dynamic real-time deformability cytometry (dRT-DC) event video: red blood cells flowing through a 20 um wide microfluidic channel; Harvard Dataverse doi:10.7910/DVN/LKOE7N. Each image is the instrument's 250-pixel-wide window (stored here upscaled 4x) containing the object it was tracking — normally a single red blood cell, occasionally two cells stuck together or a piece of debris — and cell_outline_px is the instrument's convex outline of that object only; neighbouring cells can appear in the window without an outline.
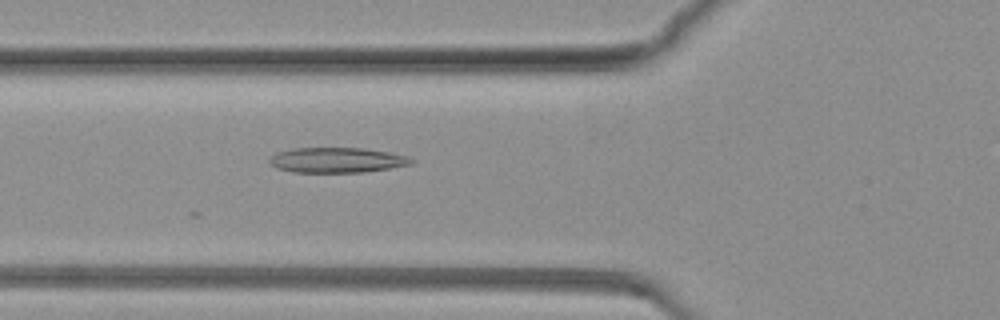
{"species": "common noctule bat (a hibernating species)", "species_latin": "Nyctalus noctula", "temperature_condition": "warm", "stored_images_in_passage": 28, "camera_frame_rate_fps": 3000, "um_per_image_px": 0.085, "animal": {"sex": "female", "body_mass_g": 19.3, "forearm_length_mm": 54.1}, "frame": {"image": 1, "passage_image": 5, "time_ms": 1.333, "image_size_px": [1000, 320], "cell_outline_px": [[416, 160], [412, 164], [364, 172], [292, 172], [276, 168], [268, 160], [276, 152], [292, 148], [364, 148], [388, 152], [408, 156]], "centroid_in_image_um": [28.64, 13.6], "position_along_channel_um": 97.2, "area_um2": 20.81}}
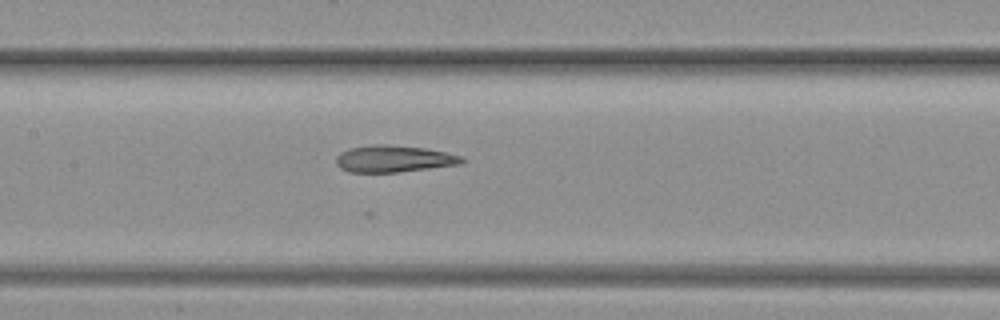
{"frame": {"image": 2, "passage_image": 14, "time_ms": 4.333, "image_size_px": [1000, 320], "cell_outline_px": [[464, 160], [460, 164], [396, 172], [348, 172], [340, 168], [336, 164], [336, 156], [340, 152], [352, 148], [376, 144], [388, 144], [424, 148], [464, 156]], "centroid_in_image_um": [33.44, 13.49], "position_along_channel_um": 174.0, "area_um2": 19.48}}
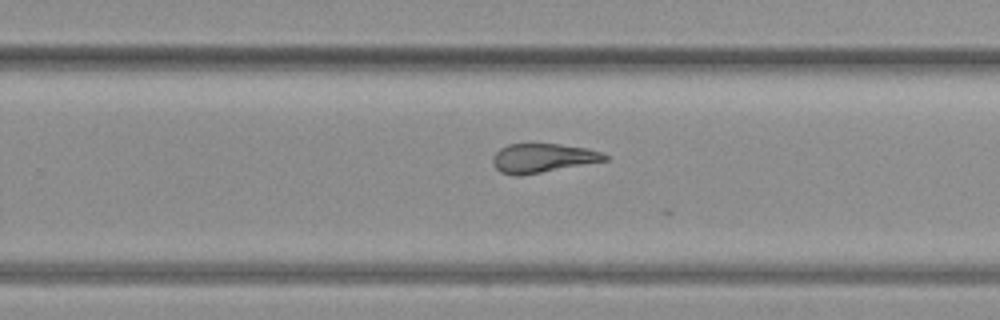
{"frame": {"image": 3, "passage_image": 27, "time_ms": 8.667, "image_size_px": [1000, 320], "cell_outline_px": [[608, 160], [520, 176], [512, 176], [500, 172], [492, 164], [492, 156], [500, 148], [508, 144], [560, 144], [588, 148], [600, 152], [608, 156]], "centroid_in_image_um": [46.09, 13.44], "position_along_channel_um": 283.7, "area_um2": 19.02}}